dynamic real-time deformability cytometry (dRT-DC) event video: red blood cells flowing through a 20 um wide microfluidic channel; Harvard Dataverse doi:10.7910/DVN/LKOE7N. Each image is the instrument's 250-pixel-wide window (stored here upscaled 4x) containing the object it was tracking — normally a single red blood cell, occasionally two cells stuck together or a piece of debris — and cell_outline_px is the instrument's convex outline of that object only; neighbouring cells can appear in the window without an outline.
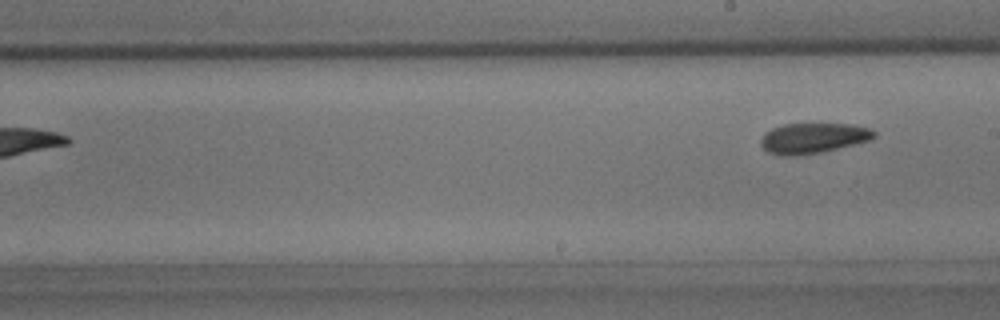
{"species": "common noctule bat (a hibernating species)", "species_latin": "Nyctalus noctula", "temperature_condition": "room temperature", "stored_images_in_passage": 9, "camera_frame_rate_fps": 3000, "um_per_image_px": 0.085, "animal": {"sex": "male", "body_mass_g": 15.6}, "frame": {"image": 1, "passage_image": 9, "time_ms": 10.0, "image_size_px": [1000, 320], "cell_outline_px": [[876, 136], [872, 140], [820, 152], [796, 156], [780, 156], [768, 152], [760, 144], [760, 140], [764, 132], [772, 128], [784, 124], [852, 124], [868, 128], [876, 132]], "centroid_in_image_um": [69.09, 11.74], "position_along_channel_um": 219.9, "area_um2": 20.11}}